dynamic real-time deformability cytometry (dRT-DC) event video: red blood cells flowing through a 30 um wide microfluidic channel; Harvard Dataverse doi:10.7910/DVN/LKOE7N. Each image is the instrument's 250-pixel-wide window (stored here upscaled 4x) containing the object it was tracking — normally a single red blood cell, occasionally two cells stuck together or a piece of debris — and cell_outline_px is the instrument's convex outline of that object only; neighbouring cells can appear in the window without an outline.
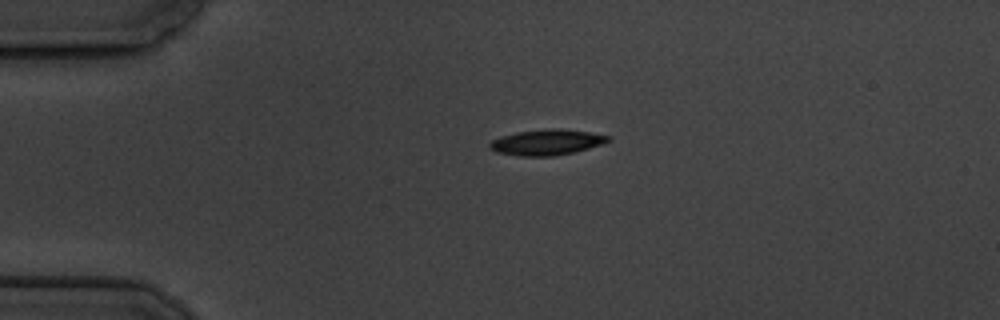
{"species": "common noctule bat (a hibernating species)", "species_latin": "Nyctalus noctula", "temperature_condition": "cold", "stored_images_in_passage": 3, "segment_of_instrument_passage": [1, 2], "camera_frame_rate_fps": 3000, "um_per_image_px": 0.085, "animal": {"sex": "male", "body_mass_g": 19.5, "forearm_length_mm": 54.6}, "frame": {"image": 1, "passage_image": 1, "time_ms": 0.0, "image_size_px": [1000, 320], "cell_outline_px": [[612, 140], [588, 148], [572, 152], [552, 156], [520, 156], [496, 152], [488, 148], [488, 144], [492, 140], [500, 136], [516, 132], [552, 128], [560, 128], [588, 132], [608, 136]], "centroid_in_image_um": [46.41, 12.09], "position_along_channel_um": 38.6, "area_um2": 17.57}}